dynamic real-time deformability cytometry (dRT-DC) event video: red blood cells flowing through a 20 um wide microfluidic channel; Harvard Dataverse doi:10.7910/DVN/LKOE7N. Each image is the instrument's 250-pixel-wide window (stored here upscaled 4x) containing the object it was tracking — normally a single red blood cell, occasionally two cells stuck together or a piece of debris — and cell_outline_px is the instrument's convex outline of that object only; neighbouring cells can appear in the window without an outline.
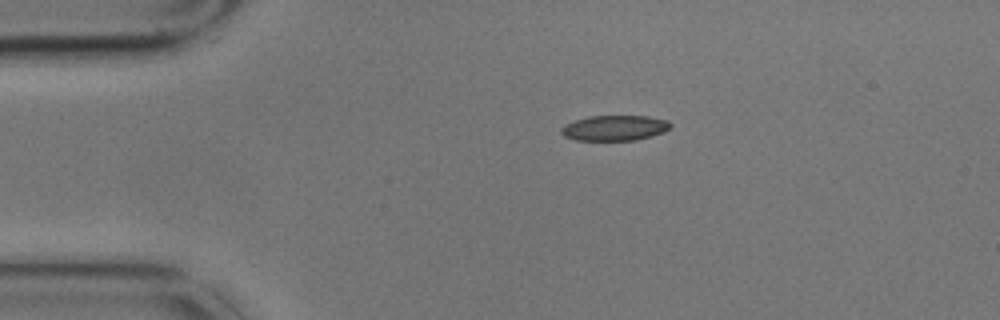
{"species": "common noctule bat (a hibernating species)", "species_latin": "Nyctalus noctula", "temperature_condition": "cold", "stored_images_in_passage": 5, "camera_frame_rate_fps": 3000, "um_per_image_px": 0.085, "animal": {"sex": "male", "body_mass_g": 17.9}, "frame": {"image": 1, "passage_image": 1, "time_ms": 0.0, "image_size_px": [1000, 320], "cell_outline_px": [[672, 128], [664, 132], [652, 136], [636, 140], [576, 140], [564, 136], [560, 132], [560, 128], [564, 124], [588, 116], [648, 116], [668, 120], [672, 124]], "centroid_in_image_um": [52.27, 10.87], "position_along_channel_um": 32.7, "area_um2": 16.3}}
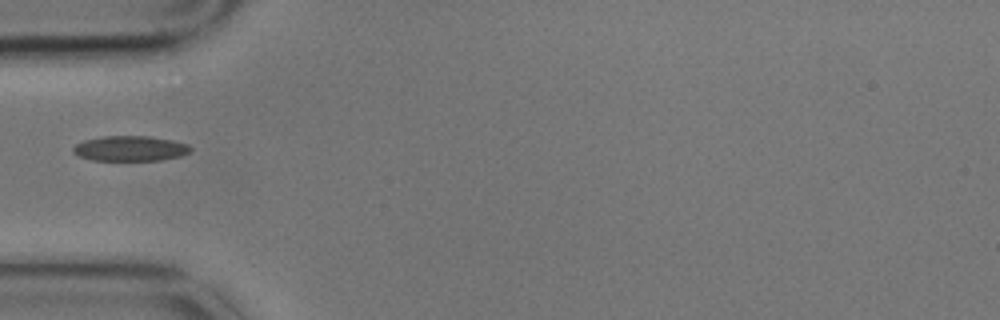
{"frame": {"image": 2, "passage_image": 3, "time_ms": 0.667, "image_size_px": [1000, 320], "cell_outline_px": [[192, 148], [188, 152], [180, 156], [160, 160], [92, 160], [80, 156], [72, 152], [72, 148], [76, 144], [84, 140], [104, 136], [148, 136], [172, 140], [188, 144]], "centroid_in_image_um": [11.05, 12.61], "position_along_channel_um": 73.9, "area_um2": 17.11}}
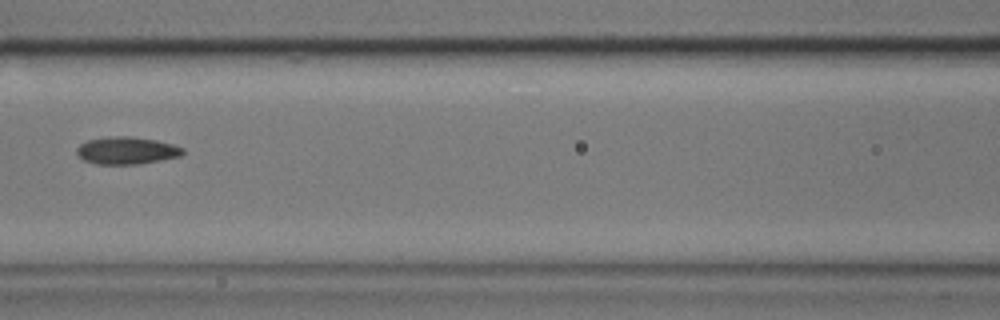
{"frame": {"image": 3, "passage_image": 5, "time_ms": 1.333, "image_size_px": [1000, 320], "cell_outline_px": [[184, 152], [180, 156], [160, 160], [136, 164], [96, 164], [84, 160], [76, 152], [76, 148], [80, 144], [88, 140], [116, 136], [132, 136], [156, 140], [172, 144], [184, 148]], "centroid_in_image_um": [10.77, 12.79], "position_along_channel_um": 155.8, "area_um2": 16.76}}